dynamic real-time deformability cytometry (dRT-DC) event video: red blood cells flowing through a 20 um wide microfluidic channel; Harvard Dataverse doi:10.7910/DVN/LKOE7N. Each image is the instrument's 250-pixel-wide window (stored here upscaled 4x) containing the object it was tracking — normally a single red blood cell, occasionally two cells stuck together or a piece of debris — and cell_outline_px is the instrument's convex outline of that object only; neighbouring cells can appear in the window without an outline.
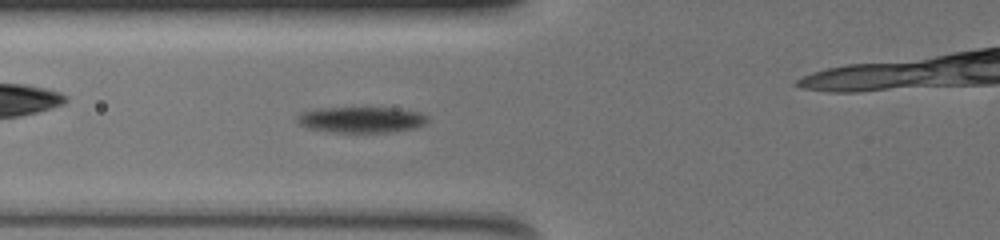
{"species": "common noctule bat (a hibernating species)", "species_latin": "Nyctalus noctula", "temperature_condition": "warm", "stored_images_in_passage": 47, "camera_frame_rate_fps": 3000, "um_per_image_px": 0.085, "animal": {"sex": "female", "body_mass_g": 19.5, "forearm_length_mm": 54.1}, "frame": {"image": 1, "passage_image": 11, "time_ms": 3.333, "image_size_px": [1000, 240], "cell_outline_px": [[428, 124], [416, 128], [392, 132], [328, 132], [308, 128], [300, 124], [296, 120], [296, 116], [300, 112], [316, 108], [392, 108], [420, 112], [428, 116]], "centroid_in_image_um": [30.72, 10.18], "position_along_channel_um": 95.1, "area_um2": 19.94}}
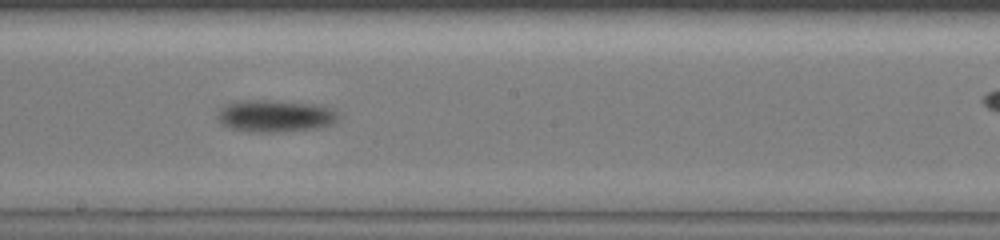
{"frame": {"image": 2, "passage_image": 22, "time_ms": 7.0, "image_size_px": [1000, 240], "cell_outline_px": [[336, 120], [328, 124], [316, 128], [280, 132], [248, 132], [232, 128], [224, 124], [216, 116], [220, 108], [228, 104], [248, 100], [268, 100], [308, 104], [324, 108], [336, 112]], "centroid_in_image_um": [23.29, 9.87], "position_along_channel_um": 224.9, "area_um2": 21.73}}
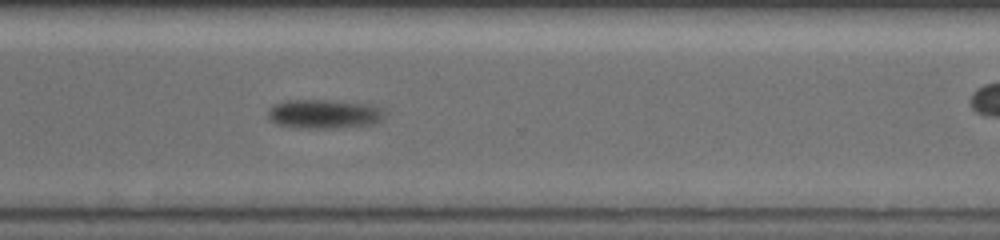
{"frame": {"image": 3, "passage_image": 32, "time_ms": 10.333, "image_size_px": [1000, 240], "cell_outline_px": [[384, 116], [380, 120], [372, 124], [336, 128], [304, 128], [280, 124], [272, 120], [268, 116], [268, 112], [276, 104], [288, 100], [328, 100], [364, 104], [380, 108], [384, 112]], "centroid_in_image_um": [27.56, 9.69], "position_along_channel_um": 343.0, "area_um2": 19.19}}